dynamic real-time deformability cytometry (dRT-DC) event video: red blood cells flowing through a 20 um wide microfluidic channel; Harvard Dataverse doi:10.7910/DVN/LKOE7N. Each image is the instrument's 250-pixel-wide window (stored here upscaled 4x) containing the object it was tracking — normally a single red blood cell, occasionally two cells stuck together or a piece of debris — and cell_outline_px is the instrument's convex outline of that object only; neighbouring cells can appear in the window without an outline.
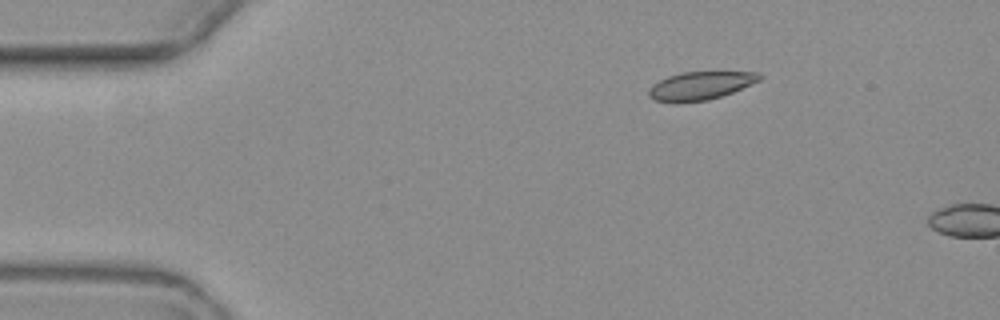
{"species": "common noctule bat (a hibernating species)", "species_latin": "Nyctalus noctula", "temperature_condition": "warm", "stored_images_in_passage": 2, "camera_frame_rate_fps": 3000, "um_per_image_px": 0.085, "animal": {"sex": "female", "body_mass_g": 19.3, "forearm_length_mm": 54.1}, "frame": {"image": 1, "passage_image": 1, "time_ms": 0.0, "image_size_px": [1000, 320], "cell_outline_px": [[764, 76], [760, 80], [732, 92], [708, 100], [676, 104], [656, 100], [648, 96], [648, 88], [652, 84], [668, 76], [680, 72], [760, 72]], "centroid_in_image_um": [59.5, 7.29], "position_along_channel_um": 25.5, "area_um2": 18.38}}